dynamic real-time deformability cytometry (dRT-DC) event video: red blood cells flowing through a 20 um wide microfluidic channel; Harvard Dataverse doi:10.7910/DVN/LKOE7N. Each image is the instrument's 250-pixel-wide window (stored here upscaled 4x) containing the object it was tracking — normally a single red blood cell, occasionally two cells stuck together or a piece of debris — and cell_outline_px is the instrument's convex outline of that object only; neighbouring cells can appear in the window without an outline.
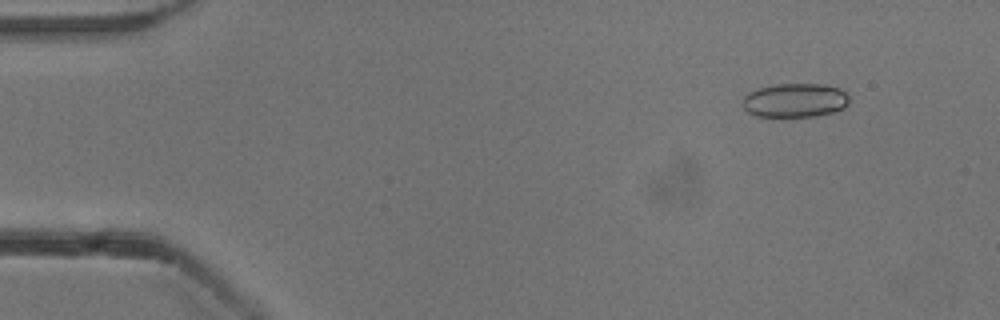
{"species": "common noctule bat (a hibernating species)", "species_latin": "Nyctalus noctula", "temperature_condition": "cold", "stored_images_in_passage": 12, "camera_frame_rate_fps": 3000, "um_per_image_px": 0.085, "animal": {"sex": "male", "body_mass_g": 13.3}, "frame": {"image": 1, "passage_image": 6, "time_ms": 1.667, "image_size_px": [1000, 320], "cell_outline_px": [[848, 104], [844, 108], [832, 112], [812, 116], [756, 116], [748, 112], [744, 108], [744, 96], [748, 92], [760, 88], [776, 84], [824, 84], [836, 88], [844, 92], [848, 96]], "centroid_in_image_um": [67.56, 8.52], "position_along_channel_um": 17.4, "area_um2": 20.81}}